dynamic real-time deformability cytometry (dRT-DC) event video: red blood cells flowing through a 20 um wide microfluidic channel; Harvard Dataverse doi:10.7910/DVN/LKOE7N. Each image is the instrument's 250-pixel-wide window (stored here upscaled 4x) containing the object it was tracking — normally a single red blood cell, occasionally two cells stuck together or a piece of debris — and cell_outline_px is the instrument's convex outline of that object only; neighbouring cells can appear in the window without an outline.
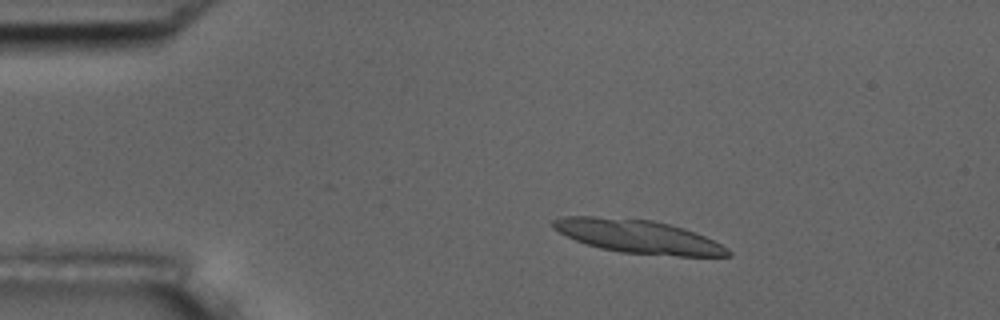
{"species": "common noctule bat (a hibernating species)", "species_latin": "Nyctalus noctula", "temperature_condition": "room temperature", "stored_images_in_passage": 4, "camera_frame_rate_fps": 3000, "um_per_image_px": 0.085, "animal": {"sex": "male", "body_mass_g": 17.5, "forearm_length_mm": 52.3}, "frame": {"image": 1, "passage_image": 3, "time_ms": 2.0, "image_size_px": [1000, 320], "cell_outline_px": [[732, 256], [676, 256], [620, 252], [600, 248], [576, 240], [552, 228], [552, 220], [564, 216], [596, 216], [652, 220], [684, 228], [696, 232], [728, 248], [732, 252]], "centroid_in_image_um": [54.25, 20.1], "position_along_channel_um": 30.7, "area_um2": 33.87}}